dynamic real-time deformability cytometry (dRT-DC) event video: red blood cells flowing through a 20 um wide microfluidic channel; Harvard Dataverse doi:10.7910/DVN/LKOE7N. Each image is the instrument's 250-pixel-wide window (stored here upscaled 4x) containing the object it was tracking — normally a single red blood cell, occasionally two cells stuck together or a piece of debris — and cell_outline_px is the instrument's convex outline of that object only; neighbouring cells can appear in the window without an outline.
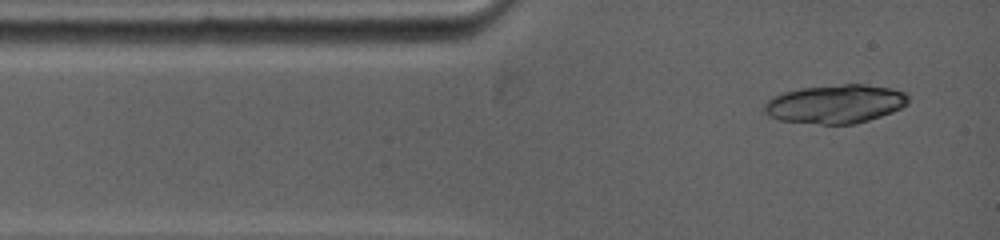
{"species": "common noctule bat (a hibernating species)", "species_latin": "Nyctalus noctula", "temperature_condition": "warm", "stored_images_in_passage": 1, "camera_frame_rate_fps": 5000, "um_per_image_px": 0.085, "animal": {"sex": "female", "body_mass_g": 19.0, "forearm_length_mm": 53.3}, "frame": {"image": 1, "passage_image": 1, "time_ms": 0.0, "image_size_px": [1000, 240], "cell_outline_px": [[908, 104], [892, 112], [868, 120], [852, 124], [820, 124], [780, 120], [768, 116], [764, 112], [764, 104], [772, 96], [784, 92], [800, 88], [844, 84], [864, 84], [892, 88], [904, 92], [908, 96]], "centroid_in_image_um": [70.99, 8.83], "position_along_channel_um": 14.0, "area_um2": 32.43}}